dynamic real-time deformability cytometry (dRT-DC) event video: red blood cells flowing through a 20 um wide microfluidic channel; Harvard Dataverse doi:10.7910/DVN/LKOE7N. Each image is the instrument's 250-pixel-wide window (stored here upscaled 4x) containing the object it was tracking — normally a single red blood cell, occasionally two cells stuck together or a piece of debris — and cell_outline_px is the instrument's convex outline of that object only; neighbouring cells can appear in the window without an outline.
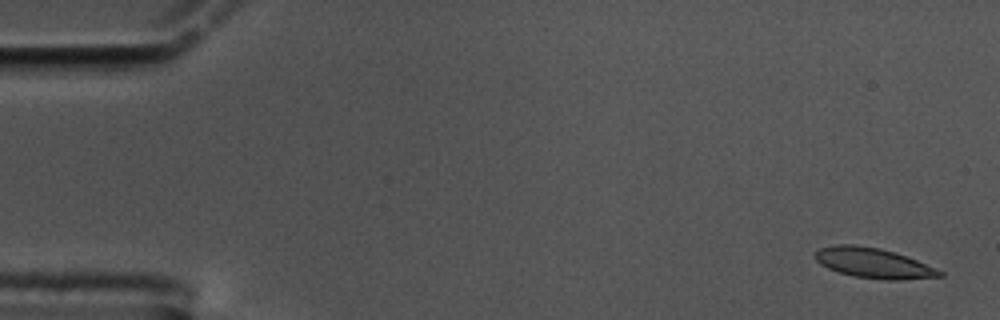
{"species": "common noctule bat (a hibernating species)", "species_latin": "Nyctalus noctula", "temperature_condition": "cold", "stored_images_in_passage": 59, "camera_frame_rate_fps": 3000, "um_per_image_px": 0.085, "animal": {"sex": "male", "body_mass_g": 17.5, "forearm_length_mm": 52.3}, "frame": {"image": 1, "passage_image": 2, "time_ms": 0.333, "image_size_px": [1000, 320], "cell_outline_px": [[944, 276], [900, 280], [884, 280], [856, 276], [840, 272], [828, 268], [820, 264], [816, 260], [816, 252], [820, 248], [836, 244], [852, 244], [880, 248], [916, 260], [936, 268], [944, 272]], "centroid_in_image_um": [74.25, 22.36], "position_along_channel_um": 10.7, "area_um2": 21.56}}
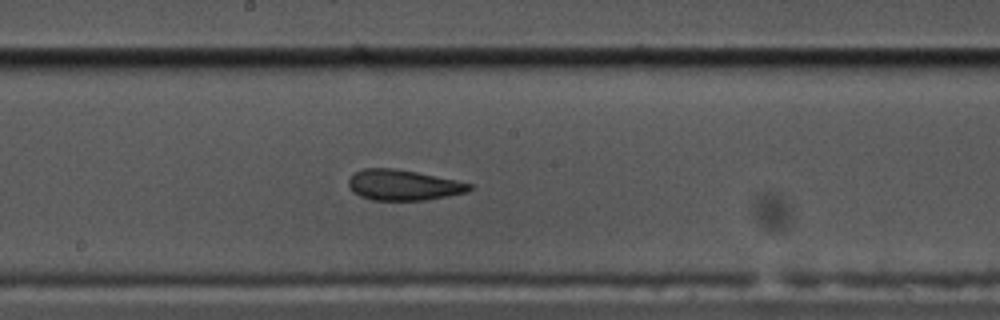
{"frame": {"image": 2, "passage_image": 31, "time_ms": 10.0, "image_size_px": [1000, 320], "cell_outline_px": [[472, 188], [468, 192], [448, 196], [424, 200], [372, 200], [360, 196], [352, 192], [348, 184], [348, 180], [356, 172], [364, 168], [396, 168], [456, 180], [472, 184]], "centroid_in_image_um": [34.28, 15.73], "position_along_channel_um": 213.9, "area_um2": 21.5}}
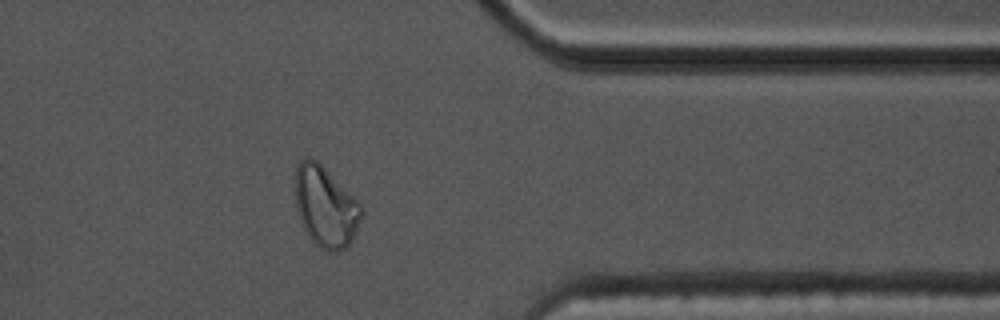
{"frame": {"image": 3, "passage_image": 47, "time_ms": 15.333, "image_size_px": [1000, 320], "cell_outline_px": [[364, 212], [356, 232], [348, 248], [336, 252], [328, 252], [320, 248], [308, 236], [300, 220], [296, 208], [296, 168], [300, 160], [304, 156], [308, 156], [316, 160], [360, 200], [364, 208]], "centroid_in_image_um": [27.72, 17.58], "position_along_channel_um": 383.7, "area_um2": 31.67}, "authors_computed_cell_mechanics": {"area_um2": 22.0796, "velocity_mm_per_s": 3.4185, "shape_relaxation_time_tau1_ms": null, "shape_relaxation_time_tau2_ms": 2.6382, "deformation_change_tau1": null, "deformation_change_tau2": 0.0709}}